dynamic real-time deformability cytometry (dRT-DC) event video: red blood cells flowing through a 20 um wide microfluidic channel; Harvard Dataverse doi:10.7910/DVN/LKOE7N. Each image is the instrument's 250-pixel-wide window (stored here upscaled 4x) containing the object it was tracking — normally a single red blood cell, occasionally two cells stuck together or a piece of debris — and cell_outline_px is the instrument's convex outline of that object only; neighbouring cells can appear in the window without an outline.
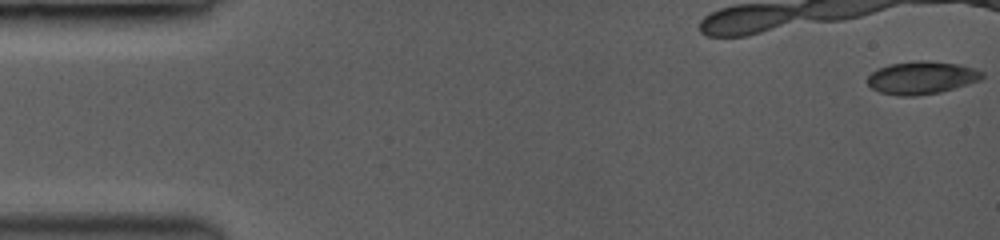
{"species": "common noctule bat (a hibernating species)", "species_latin": "Nyctalus noctula", "temperature_condition": "room temperature", "stored_images_in_passage": 19, "camera_frame_rate_fps": 3500, "um_per_image_px": 0.085, "animal": {"sex": "female", "body_mass_g": 19.0, "forearm_length_mm": 53.3}, "frame": {"image": 1, "passage_image": 1, "time_ms": 0.0, "image_size_px": [1000, 240], "cell_outline_px": [[984, 76], [980, 80], [968, 84], [940, 92], [916, 96], [900, 96], [880, 92], [872, 88], [868, 84], [868, 76], [872, 72], [880, 68], [892, 64], [960, 64], [976, 68], [984, 72]], "centroid_in_image_um": [78.37, 6.67], "position_along_channel_um": 6.6, "area_um2": 20.81}}